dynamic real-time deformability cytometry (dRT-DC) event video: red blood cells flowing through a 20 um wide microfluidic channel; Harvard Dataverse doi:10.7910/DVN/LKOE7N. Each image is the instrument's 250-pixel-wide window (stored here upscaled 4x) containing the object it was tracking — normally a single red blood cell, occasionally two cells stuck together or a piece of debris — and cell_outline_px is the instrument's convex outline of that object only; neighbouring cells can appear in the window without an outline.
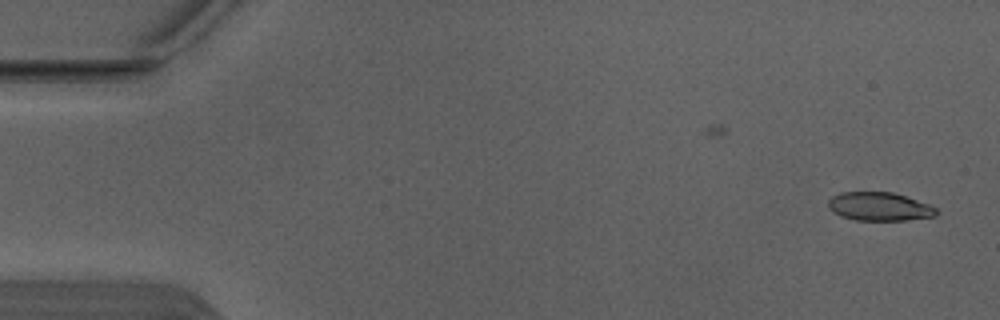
{"species": "Egyptian fruit bat (a non-hibernating species)", "species_latin": "Rousettus aegyptiacus", "temperature_condition": "warm", "stored_images_in_passage": 2, "camera_frame_rate_fps": 3000, "um_per_image_px": 0.085, "animal": {"sex": "male"}, "frame": {"image": 1, "passage_image": 2, "time_ms": 0.333, "image_size_px": [1000, 320], "cell_outline_px": [[940, 212], [936, 216], [908, 220], [856, 220], [840, 216], [832, 212], [828, 208], [828, 200], [832, 196], [840, 192], [892, 192], [928, 204], [936, 208]], "centroid_in_image_um": [74.73, 17.56], "position_along_channel_um": 10.3, "area_um2": 18.03}}